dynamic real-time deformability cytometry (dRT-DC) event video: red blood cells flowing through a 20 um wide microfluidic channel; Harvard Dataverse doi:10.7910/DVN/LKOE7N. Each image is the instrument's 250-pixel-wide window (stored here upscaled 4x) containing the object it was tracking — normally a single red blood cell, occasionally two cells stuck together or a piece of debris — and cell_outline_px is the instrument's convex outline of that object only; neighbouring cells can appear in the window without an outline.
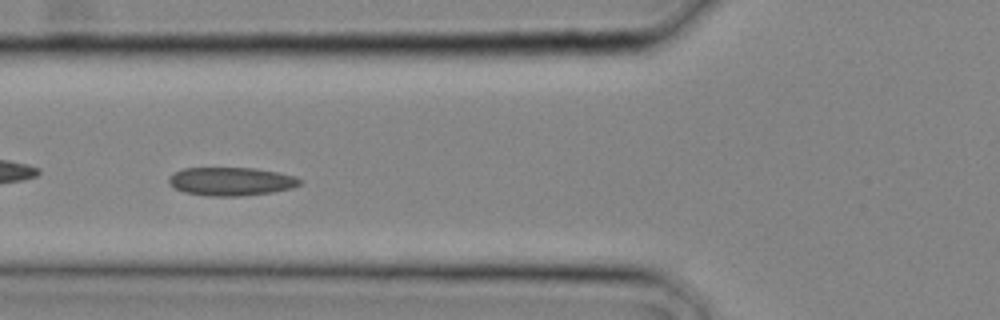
{"species": "common noctule bat (a hibernating species)", "species_latin": "Nyctalus noctula", "temperature_condition": "cold", "stored_images_in_passage": 10, "camera_frame_rate_fps": 3000, "um_per_image_px": 0.085, "animal": {"sex": "male", "body_mass_g": 20.4}, "frame": {"image": 1, "passage_image": 5, "time_ms": 1.333, "image_size_px": [1000, 320], "cell_outline_px": [[304, 180], [300, 184], [292, 188], [272, 192], [240, 196], [208, 196], [184, 192], [168, 184], [168, 176], [184, 168], [252, 168], [276, 172], [296, 176]], "centroid_in_image_um": [19.65, 15.42], "position_along_channel_um": 106.2, "area_um2": 21.68}}
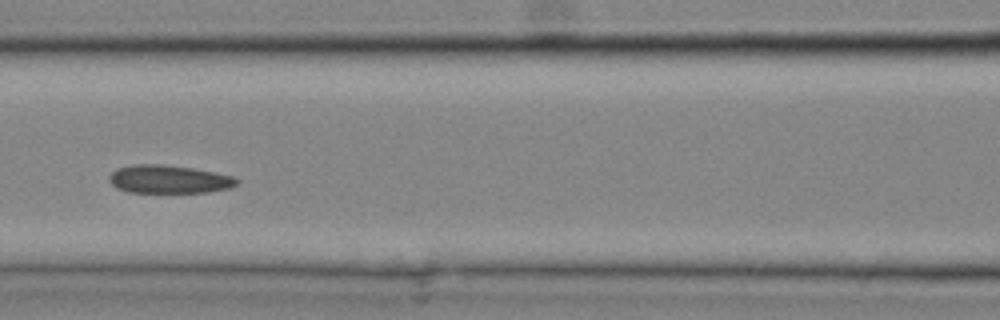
{"frame": {"image": 2, "passage_image": 7, "time_ms": 2.0, "image_size_px": [1000, 320], "cell_outline_px": [[240, 180], [236, 184], [228, 188], [208, 192], [128, 192], [116, 188], [108, 180], [108, 176], [116, 168], [132, 164], [164, 164], [192, 168], [216, 172], [232, 176]], "centroid_in_image_um": [14.31, 15.22], "position_along_channel_um": 152.3, "area_um2": 21.04}}
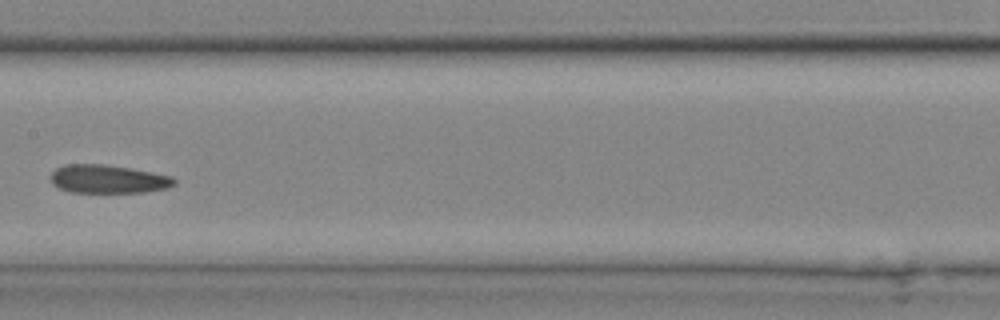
{"frame": {"image": 3, "passage_image": 9, "time_ms": 2.667, "image_size_px": [1000, 320], "cell_outline_px": [[176, 184], [168, 188], [144, 192], [72, 192], [60, 188], [52, 184], [48, 176], [56, 168], [64, 164], [104, 164], [132, 168], [172, 176], [176, 180]], "centroid_in_image_um": [9.18, 15.21], "position_along_channel_um": 198.2, "area_um2": 20.63}}